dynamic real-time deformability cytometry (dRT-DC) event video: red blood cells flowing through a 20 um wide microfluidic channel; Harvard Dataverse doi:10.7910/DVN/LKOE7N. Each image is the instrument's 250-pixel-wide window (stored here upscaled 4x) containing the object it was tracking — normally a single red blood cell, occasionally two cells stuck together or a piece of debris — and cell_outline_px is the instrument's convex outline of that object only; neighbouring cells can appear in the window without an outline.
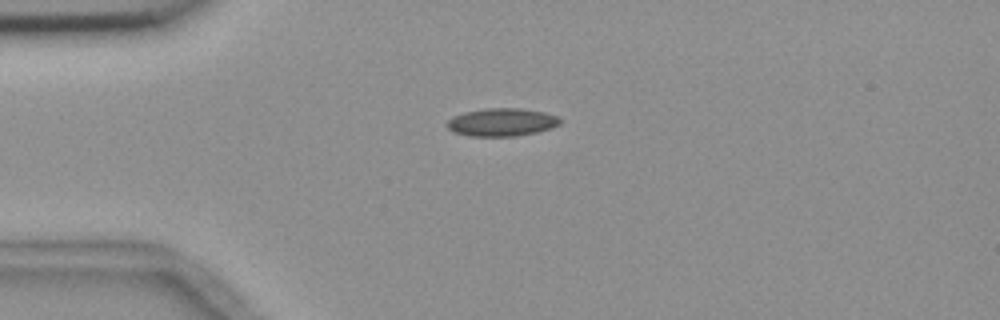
{"species": "common noctule bat (a hibernating species)", "species_latin": "Nyctalus noctula", "temperature_condition": "room temperature", "stored_images_in_passage": 4, "camera_frame_rate_fps": 3000, "um_per_image_px": 0.085, "animal": {"sex": "female", "body_mass_g": 18.4}, "frame": {"image": 1, "passage_image": 3, "time_ms": 2.333, "image_size_px": [1000, 320], "cell_outline_px": [[564, 120], [560, 124], [552, 128], [536, 132], [516, 136], [468, 136], [452, 132], [448, 128], [448, 120], [452, 116], [464, 112], [488, 108], [520, 108], [544, 112], [560, 116]], "centroid_in_image_um": [42.69, 10.38], "position_along_channel_um": 42.3, "area_um2": 18.61}}